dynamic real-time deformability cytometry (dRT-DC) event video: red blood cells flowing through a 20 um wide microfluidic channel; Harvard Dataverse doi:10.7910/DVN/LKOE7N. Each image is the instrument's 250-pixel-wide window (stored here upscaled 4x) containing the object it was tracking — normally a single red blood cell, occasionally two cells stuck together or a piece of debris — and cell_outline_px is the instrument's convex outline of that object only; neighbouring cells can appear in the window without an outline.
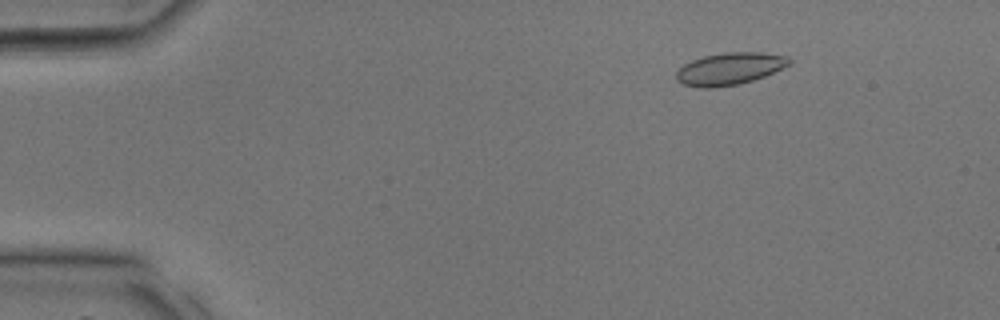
{"species": "common noctule bat (a hibernating species)", "species_latin": "Nyctalus noctula", "temperature_condition": "room temperature", "stored_images_in_passage": 32, "camera_frame_rate_fps": 3000, "um_per_image_px": 0.085, "animal": {"sex": "male", "body_mass_g": 17.9, "forearm_length_mm": 54.2}, "frame": {"image": 1, "passage_image": 1, "time_ms": 0.0, "image_size_px": [1000, 320], "cell_outline_px": [[792, 64], [764, 76], [740, 84], [712, 88], [700, 88], [684, 84], [676, 80], [676, 72], [684, 64], [692, 60], [704, 56], [724, 52], [760, 52], [788, 56], [792, 60]], "centroid_in_image_um": [62.04, 5.84], "position_along_channel_um": 23.0, "area_um2": 21.27}}
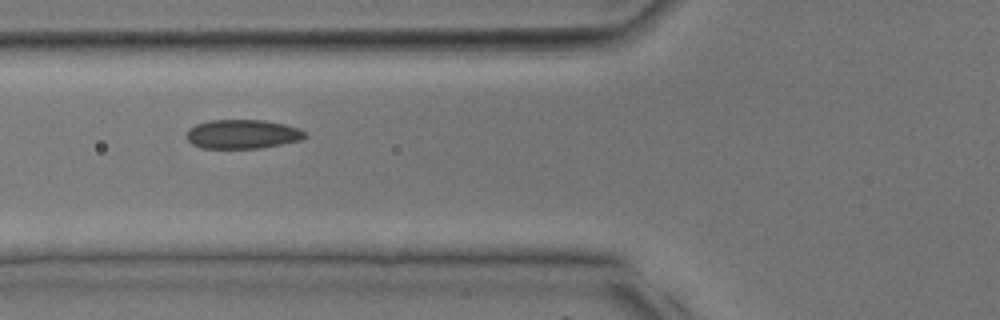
{"frame": {"image": 2, "passage_image": 10, "time_ms": 3.0, "image_size_px": [1000, 320], "cell_outline_px": [[308, 136], [300, 140], [260, 148], [200, 148], [192, 144], [188, 140], [188, 128], [196, 124], [208, 120], [264, 120], [284, 124], [300, 128], [308, 132]], "centroid_in_image_um": [20.64, 11.39], "position_along_channel_um": 105.2, "area_um2": 20.17}}
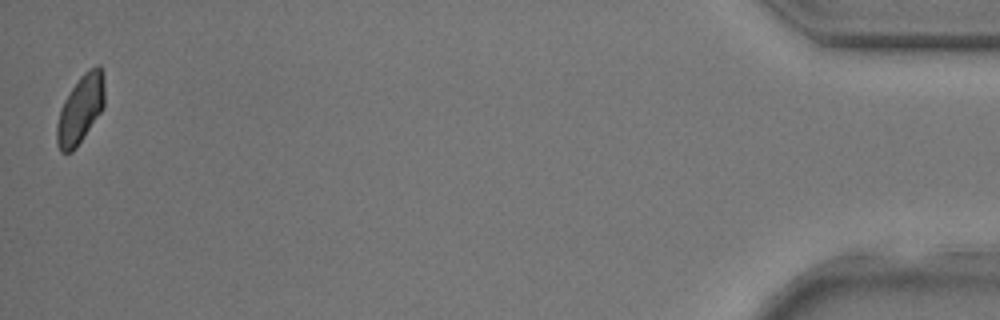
{"frame": {"image": 3, "passage_image": 32, "time_ms": 10.333, "image_size_px": [1000, 320], "cell_outline_px": [[104, 108], [76, 148], [72, 152], [60, 152], [56, 144], [56, 124], [60, 108], [64, 100], [80, 76], [88, 68], [96, 64], [100, 64], [104, 72]], "centroid_in_image_um": [6.84, 9.26], "position_along_channel_um": 428.4, "area_um2": 19.36}}